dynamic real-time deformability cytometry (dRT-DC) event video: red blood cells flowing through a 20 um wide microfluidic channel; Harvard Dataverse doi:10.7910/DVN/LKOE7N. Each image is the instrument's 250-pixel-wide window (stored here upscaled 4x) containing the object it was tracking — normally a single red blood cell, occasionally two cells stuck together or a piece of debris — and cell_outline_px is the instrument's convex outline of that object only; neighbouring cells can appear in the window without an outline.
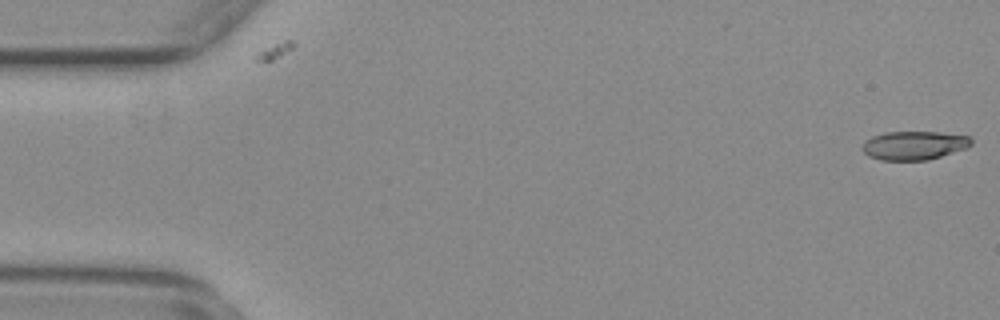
{"species": "common noctule bat (a hibernating species)", "species_latin": "Nyctalus noctula", "temperature_condition": "warm", "stored_images_in_passage": 2, "camera_frame_rate_fps": 3000, "um_per_image_px": 0.085, "animal": {"sex": "female", "body_mass_g": 29.2, "forearm_length_mm": 56.3}, "frame": {"image": 1, "passage_image": 2, "time_ms": 0.333, "image_size_px": [1000, 320], "cell_outline_px": [[972, 144], [968, 148], [928, 160], [880, 160], [868, 156], [864, 152], [864, 144], [872, 136], [884, 132], [940, 132], [968, 136], [972, 140]], "centroid_in_image_um": [77.74, 12.36], "position_along_channel_um": 7.3, "area_um2": 18.15}}